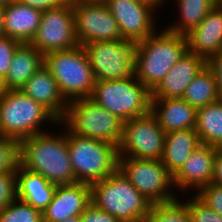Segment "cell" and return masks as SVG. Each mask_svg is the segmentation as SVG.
Returning a JSON list of instances; mask_svg holds the SVG:
<instances>
[{"instance_id": "cell-43", "label": "cell", "mask_w": 222, "mask_h": 222, "mask_svg": "<svg viewBox=\"0 0 222 222\" xmlns=\"http://www.w3.org/2000/svg\"><path fill=\"white\" fill-rule=\"evenodd\" d=\"M72 2H79V1H92V2H95V1H105V0H71Z\"/></svg>"}, {"instance_id": "cell-25", "label": "cell", "mask_w": 222, "mask_h": 222, "mask_svg": "<svg viewBox=\"0 0 222 222\" xmlns=\"http://www.w3.org/2000/svg\"><path fill=\"white\" fill-rule=\"evenodd\" d=\"M177 7V15L175 22H168L166 29L176 34L186 36L195 29L209 11L216 6L218 0H175L173 1Z\"/></svg>"}, {"instance_id": "cell-10", "label": "cell", "mask_w": 222, "mask_h": 222, "mask_svg": "<svg viewBox=\"0 0 222 222\" xmlns=\"http://www.w3.org/2000/svg\"><path fill=\"white\" fill-rule=\"evenodd\" d=\"M118 169L151 204L177 199L173 176L161 160L118 158Z\"/></svg>"}, {"instance_id": "cell-42", "label": "cell", "mask_w": 222, "mask_h": 222, "mask_svg": "<svg viewBox=\"0 0 222 222\" xmlns=\"http://www.w3.org/2000/svg\"><path fill=\"white\" fill-rule=\"evenodd\" d=\"M13 0H0V6L5 7L7 4H9Z\"/></svg>"}, {"instance_id": "cell-1", "label": "cell", "mask_w": 222, "mask_h": 222, "mask_svg": "<svg viewBox=\"0 0 222 222\" xmlns=\"http://www.w3.org/2000/svg\"><path fill=\"white\" fill-rule=\"evenodd\" d=\"M59 126H63L61 132L48 130L19 141V166L40 174L52 184L70 185L76 181L68 152L67 128L61 122Z\"/></svg>"}, {"instance_id": "cell-17", "label": "cell", "mask_w": 222, "mask_h": 222, "mask_svg": "<svg viewBox=\"0 0 222 222\" xmlns=\"http://www.w3.org/2000/svg\"><path fill=\"white\" fill-rule=\"evenodd\" d=\"M90 203L89 184L57 185L52 201L42 212L43 221L60 222L71 216H81Z\"/></svg>"}, {"instance_id": "cell-19", "label": "cell", "mask_w": 222, "mask_h": 222, "mask_svg": "<svg viewBox=\"0 0 222 222\" xmlns=\"http://www.w3.org/2000/svg\"><path fill=\"white\" fill-rule=\"evenodd\" d=\"M20 91L46 107L59 121L63 119L68 102L62 96L55 78L44 65L27 80Z\"/></svg>"}, {"instance_id": "cell-30", "label": "cell", "mask_w": 222, "mask_h": 222, "mask_svg": "<svg viewBox=\"0 0 222 222\" xmlns=\"http://www.w3.org/2000/svg\"><path fill=\"white\" fill-rule=\"evenodd\" d=\"M18 165V141L0 135V173L15 171Z\"/></svg>"}, {"instance_id": "cell-16", "label": "cell", "mask_w": 222, "mask_h": 222, "mask_svg": "<svg viewBox=\"0 0 222 222\" xmlns=\"http://www.w3.org/2000/svg\"><path fill=\"white\" fill-rule=\"evenodd\" d=\"M205 66L204 57L187 51L151 91V99L182 98L188 85Z\"/></svg>"}, {"instance_id": "cell-21", "label": "cell", "mask_w": 222, "mask_h": 222, "mask_svg": "<svg viewBox=\"0 0 222 222\" xmlns=\"http://www.w3.org/2000/svg\"><path fill=\"white\" fill-rule=\"evenodd\" d=\"M42 10L13 0L4 7V35L30 43L40 26Z\"/></svg>"}, {"instance_id": "cell-2", "label": "cell", "mask_w": 222, "mask_h": 222, "mask_svg": "<svg viewBox=\"0 0 222 222\" xmlns=\"http://www.w3.org/2000/svg\"><path fill=\"white\" fill-rule=\"evenodd\" d=\"M46 122L59 128L60 121L42 104L20 90L0 89L1 136L19 142L48 131L45 127Z\"/></svg>"}, {"instance_id": "cell-32", "label": "cell", "mask_w": 222, "mask_h": 222, "mask_svg": "<svg viewBox=\"0 0 222 222\" xmlns=\"http://www.w3.org/2000/svg\"><path fill=\"white\" fill-rule=\"evenodd\" d=\"M20 44L5 35L0 36V82L6 77L14 52Z\"/></svg>"}, {"instance_id": "cell-34", "label": "cell", "mask_w": 222, "mask_h": 222, "mask_svg": "<svg viewBox=\"0 0 222 222\" xmlns=\"http://www.w3.org/2000/svg\"><path fill=\"white\" fill-rule=\"evenodd\" d=\"M16 199L15 171L0 173V212Z\"/></svg>"}, {"instance_id": "cell-14", "label": "cell", "mask_w": 222, "mask_h": 222, "mask_svg": "<svg viewBox=\"0 0 222 222\" xmlns=\"http://www.w3.org/2000/svg\"><path fill=\"white\" fill-rule=\"evenodd\" d=\"M104 2L117 21L122 38L142 41L151 36L157 27H162L156 24L157 12L137 0H105Z\"/></svg>"}, {"instance_id": "cell-40", "label": "cell", "mask_w": 222, "mask_h": 222, "mask_svg": "<svg viewBox=\"0 0 222 222\" xmlns=\"http://www.w3.org/2000/svg\"><path fill=\"white\" fill-rule=\"evenodd\" d=\"M4 35V7L0 6V36Z\"/></svg>"}, {"instance_id": "cell-36", "label": "cell", "mask_w": 222, "mask_h": 222, "mask_svg": "<svg viewBox=\"0 0 222 222\" xmlns=\"http://www.w3.org/2000/svg\"><path fill=\"white\" fill-rule=\"evenodd\" d=\"M206 67L212 72L217 82L218 97L222 100V51L206 59Z\"/></svg>"}, {"instance_id": "cell-27", "label": "cell", "mask_w": 222, "mask_h": 222, "mask_svg": "<svg viewBox=\"0 0 222 222\" xmlns=\"http://www.w3.org/2000/svg\"><path fill=\"white\" fill-rule=\"evenodd\" d=\"M182 99L196 109L219 100L217 82L206 66L188 85Z\"/></svg>"}, {"instance_id": "cell-22", "label": "cell", "mask_w": 222, "mask_h": 222, "mask_svg": "<svg viewBox=\"0 0 222 222\" xmlns=\"http://www.w3.org/2000/svg\"><path fill=\"white\" fill-rule=\"evenodd\" d=\"M44 65V55L30 43H21L14 52L2 90H20L27 80Z\"/></svg>"}, {"instance_id": "cell-13", "label": "cell", "mask_w": 222, "mask_h": 222, "mask_svg": "<svg viewBox=\"0 0 222 222\" xmlns=\"http://www.w3.org/2000/svg\"><path fill=\"white\" fill-rule=\"evenodd\" d=\"M79 45L122 39L119 26L104 1L72 2Z\"/></svg>"}, {"instance_id": "cell-4", "label": "cell", "mask_w": 222, "mask_h": 222, "mask_svg": "<svg viewBox=\"0 0 222 222\" xmlns=\"http://www.w3.org/2000/svg\"><path fill=\"white\" fill-rule=\"evenodd\" d=\"M90 200L119 222H145L151 207L118 168L106 179L90 184Z\"/></svg>"}, {"instance_id": "cell-8", "label": "cell", "mask_w": 222, "mask_h": 222, "mask_svg": "<svg viewBox=\"0 0 222 222\" xmlns=\"http://www.w3.org/2000/svg\"><path fill=\"white\" fill-rule=\"evenodd\" d=\"M90 99L123 122L151 112V91L135 75L126 79L96 81Z\"/></svg>"}, {"instance_id": "cell-6", "label": "cell", "mask_w": 222, "mask_h": 222, "mask_svg": "<svg viewBox=\"0 0 222 222\" xmlns=\"http://www.w3.org/2000/svg\"><path fill=\"white\" fill-rule=\"evenodd\" d=\"M67 141L76 182L90 185L106 179L118 168V147L116 145L80 137L68 129Z\"/></svg>"}, {"instance_id": "cell-5", "label": "cell", "mask_w": 222, "mask_h": 222, "mask_svg": "<svg viewBox=\"0 0 222 222\" xmlns=\"http://www.w3.org/2000/svg\"><path fill=\"white\" fill-rule=\"evenodd\" d=\"M44 66L55 78L67 102L90 98L96 83L93 70L81 45L74 49L44 55Z\"/></svg>"}, {"instance_id": "cell-37", "label": "cell", "mask_w": 222, "mask_h": 222, "mask_svg": "<svg viewBox=\"0 0 222 222\" xmlns=\"http://www.w3.org/2000/svg\"><path fill=\"white\" fill-rule=\"evenodd\" d=\"M18 3L37 8L39 10H48L51 8H56L62 6L69 0H15Z\"/></svg>"}, {"instance_id": "cell-24", "label": "cell", "mask_w": 222, "mask_h": 222, "mask_svg": "<svg viewBox=\"0 0 222 222\" xmlns=\"http://www.w3.org/2000/svg\"><path fill=\"white\" fill-rule=\"evenodd\" d=\"M201 145L196 129L178 130L166 133L161 162L174 176L191 153Z\"/></svg>"}, {"instance_id": "cell-20", "label": "cell", "mask_w": 222, "mask_h": 222, "mask_svg": "<svg viewBox=\"0 0 222 222\" xmlns=\"http://www.w3.org/2000/svg\"><path fill=\"white\" fill-rule=\"evenodd\" d=\"M151 113L165 133L196 128L197 109L182 98L151 99Z\"/></svg>"}, {"instance_id": "cell-28", "label": "cell", "mask_w": 222, "mask_h": 222, "mask_svg": "<svg viewBox=\"0 0 222 222\" xmlns=\"http://www.w3.org/2000/svg\"><path fill=\"white\" fill-rule=\"evenodd\" d=\"M184 198L179 196L173 201L151 204L145 222H194L189 215Z\"/></svg>"}, {"instance_id": "cell-35", "label": "cell", "mask_w": 222, "mask_h": 222, "mask_svg": "<svg viewBox=\"0 0 222 222\" xmlns=\"http://www.w3.org/2000/svg\"><path fill=\"white\" fill-rule=\"evenodd\" d=\"M80 222H119L108 212L102 211L90 203L80 216Z\"/></svg>"}, {"instance_id": "cell-41", "label": "cell", "mask_w": 222, "mask_h": 222, "mask_svg": "<svg viewBox=\"0 0 222 222\" xmlns=\"http://www.w3.org/2000/svg\"><path fill=\"white\" fill-rule=\"evenodd\" d=\"M43 222H51V221H43ZM60 222H80V216H71L68 217L66 220Z\"/></svg>"}, {"instance_id": "cell-31", "label": "cell", "mask_w": 222, "mask_h": 222, "mask_svg": "<svg viewBox=\"0 0 222 222\" xmlns=\"http://www.w3.org/2000/svg\"><path fill=\"white\" fill-rule=\"evenodd\" d=\"M187 209L194 222H222V216L208 207L195 194L186 197Z\"/></svg>"}, {"instance_id": "cell-7", "label": "cell", "mask_w": 222, "mask_h": 222, "mask_svg": "<svg viewBox=\"0 0 222 222\" xmlns=\"http://www.w3.org/2000/svg\"><path fill=\"white\" fill-rule=\"evenodd\" d=\"M60 122L80 137L105 141L117 147L122 140L124 122L90 98L69 101Z\"/></svg>"}, {"instance_id": "cell-29", "label": "cell", "mask_w": 222, "mask_h": 222, "mask_svg": "<svg viewBox=\"0 0 222 222\" xmlns=\"http://www.w3.org/2000/svg\"><path fill=\"white\" fill-rule=\"evenodd\" d=\"M0 222H43V213L16 198L0 212Z\"/></svg>"}, {"instance_id": "cell-12", "label": "cell", "mask_w": 222, "mask_h": 222, "mask_svg": "<svg viewBox=\"0 0 222 222\" xmlns=\"http://www.w3.org/2000/svg\"><path fill=\"white\" fill-rule=\"evenodd\" d=\"M30 44L43 55L74 49L79 45L71 0L62 6L42 12L40 26Z\"/></svg>"}, {"instance_id": "cell-39", "label": "cell", "mask_w": 222, "mask_h": 222, "mask_svg": "<svg viewBox=\"0 0 222 222\" xmlns=\"http://www.w3.org/2000/svg\"><path fill=\"white\" fill-rule=\"evenodd\" d=\"M138 2H141L145 5H148L149 7H151L155 12L159 11L164 7V3H169L167 2V0H137ZM163 6V7H162ZM161 7V9H159Z\"/></svg>"}, {"instance_id": "cell-18", "label": "cell", "mask_w": 222, "mask_h": 222, "mask_svg": "<svg viewBox=\"0 0 222 222\" xmlns=\"http://www.w3.org/2000/svg\"><path fill=\"white\" fill-rule=\"evenodd\" d=\"M186 38L188 52L205 59L222 51V3L214 6Z\"/></svg>"}, {"instance_id": "cell-9", "label": "cell", "mask_w": 222, "mask_h": 222, "mask_svg": "<svg viewBox=\"0 0 222 222\" xmlns=\"http://www.w3.org/2000/svg\"><path fill=\"white\" fill-rule=\"evenodd\" d=\"M141 41L122 38L117 41L82 45L96 81L126 79L134 75Z\"/></svg>"}, {"instance_id": "cell-11", "label": "cell", "mask_w": 222, "mask_h": 222, "mask_svg": "<svg viewBox=\"0 0 222 222\" xmlns=\"http://www.w3.org/2000/svg\"><path fill=\"white\" fill-rule=\"evenodd\" d=\"M166 133L150 112L124 122L118 158L161 160Z\"/></svg>"}, {"instance_id": "cell-33", "label": "cell", "mask_w": 222, "mask_h": 222, "mask_svg": "<svg viewBox=\"0 0 222 222\" xmlns=\"http://www.w3.org/2000/svg\"><path fill=\"white\" fill-rule=\"evenodd\" d=\"M195 195L222 216V186L210 183L201 188Z\"/></svg>"}, {"instance_id": "cell-38", "label": "cell", "mask_w": 222, "mask_h": 222, "mask_svg": "<svg viewBox=\"0 0 222 222\" xmlns=\"http://www.w3.org/2000/svg\"><path fill=\"white\" fill-rule=\"evenodd\" d=\"M211 183L222 186V148H217L216 150Z\"/></svg>"}, {"instance_id": "cell-26", "label": "cell", "mask_w": 222, "mask_h": 222, "mask_svg": "<svg viewBox=\"0 0 222 222\" xmlns=\"http://www.w3.org/2000/svg\"><path fill=\"white\" fill-rule=\"evenodd\" d=\"M196 132L201 144L222 148V100L197 109Z\"/></svg>"}, {"instance_id": "cell-3", "label": "cell", "mask_w": 222, "mask_h": 222, "mask_svg": "<svg viewBox=\"0 0 222 222\" xmlns=\"http://www.w3.org/2000/svg\"><path fill=\"white\" fill-rule=\"evenodd\" d=\"M158 28L139 47L134 75L152 91L172 66L188 51L186 36Z\"/></svg>"}, {"instance_id": "cell-23", "label": "cell", "mask_w": 222, "mask_h": 222, "mask_svg": "<svg viewBox=\"0 0 222 222\" xmlns=\"http://www.w3.org/2000/svg\"><path fill=\"white\" fill-rule=\"evenodd\" d=\"M15 176L16 198L43 212L52 201L57 185L19 165L15 170Z\"/></svg>"}, {"instance_id": "cell-15", "label": "cell", "mask_w": 222, "mask_h": 222, "mask_svg": "<svg viewBox=\"0 0 222 222\" xmlns=\"http://www.w3.org/2000/svg\"><path fill=\"white\" fill-rule=\"evenodd\" d=\"M216 150V147L201 144L191 153L173 176V185L177 194L178 191L186 195L188 192L196 194L201 188L211 183Z\"/></svg>"}]
</instances>
